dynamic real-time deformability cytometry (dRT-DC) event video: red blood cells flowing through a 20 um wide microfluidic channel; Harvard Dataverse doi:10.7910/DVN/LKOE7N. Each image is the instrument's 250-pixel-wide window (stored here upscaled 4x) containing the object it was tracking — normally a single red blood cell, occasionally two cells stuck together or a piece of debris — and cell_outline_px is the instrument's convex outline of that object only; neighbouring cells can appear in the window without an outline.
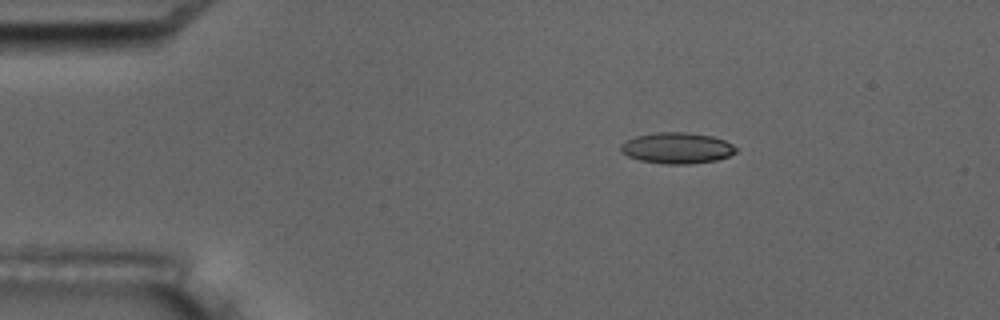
{"species": "common noctule bat (a hibernating species)", "species_latin": "Nyctalus noctula", "temperature_condition": "room temperature", "stored_images_in_passage": 6, "camera_frame_rate_fps": 3000, "um_per_image_px": 0.085, "animal": {"sex": "male", "body_mass_g": 17.5, "forearm_length_mm": 52.3}, "frame": {"image": 1, "passage_image": 3, "time_ms": 2.333, "image_size_px": [1000, 320], "cell_outline_px": [[736, 152], [728, 156], [716, 160], [688, 164], [664, 164], [640, 160], [628, 156], [620, 152], [620, 144], [636, 136], [656, 132], [684, 132], [712, 136], [724, 140], [732, 144], [736, 148]], "centroid_in_image_um": [57.52, 12.58], "position_along_channel_um": 27.5, "area_um2": 20.75}}